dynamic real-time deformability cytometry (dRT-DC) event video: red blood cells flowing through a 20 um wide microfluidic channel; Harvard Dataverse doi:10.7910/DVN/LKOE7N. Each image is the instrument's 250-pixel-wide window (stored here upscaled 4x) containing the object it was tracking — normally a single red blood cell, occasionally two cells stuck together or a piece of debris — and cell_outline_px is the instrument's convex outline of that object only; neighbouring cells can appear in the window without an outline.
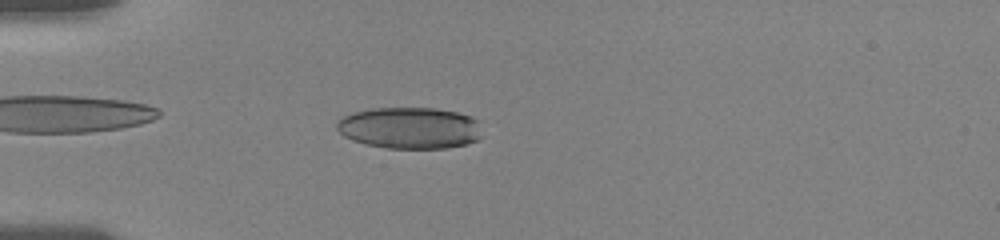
{"species": "human", "species_latin": "Homo sapiens", "temperature_condition": "room temperature", "stored_images_in_passage": 53, "camera_frame_rate_fps": 3000, "um_per_image_px": 0.085, "donor": {"sex": "female"}, "frame": {"image": 1, "passage_image": 15, "time_ms": 4.667, "image_size_px": [1000, 240], "cell_outline_px": [[480, 136], [476, 140], [468, 144], [448, 148], [388, 148], [364, 144], [352, 140], [344, 136], [336, 128], [336, 124], [344, 116], [352, 112], [372, 108], [436, 108], [456, 112], [472, 116], [480, 120]], "centroid_in_image_um": [34.85, 10.87], "position_along_channel_um": 50.2, "area_um2": 35.43}}
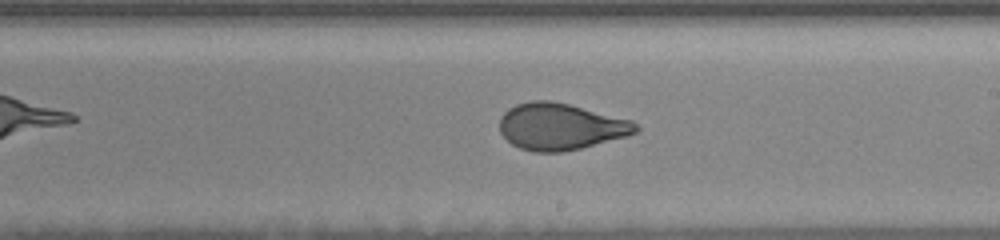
{"frame": {"image": 2, "passage_image": 31, "time_ms": 10.333, "image_size_px": [1000, 240], "cell_outline_px": [[640, 128], [636, 132], [628, 136], [564, 152], [532, 152], [520, 148], [512, 144], [500, 132], [500, 116], [508, 108], [516, 104], [532, 100], [552, 100], [632, 120]], "centroid_in_image_um": [47.63, 10.76], "position_along_channel_um": 241.4, "area_um2": 37.05}}
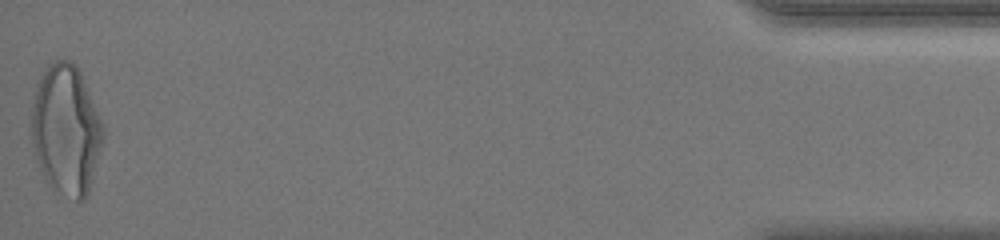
{"frame": {"image": 3, "passage_image": 52, "time_ms": 17.667, "image_size_px": [1000, 240], "cell_outline_px": [[104, 136], [88, 196], [80, 204], [60, 192], [48, 184], [40, 168], [36, 156], [32, 140], [32, 104], [36, 84], [40, 76], [48, 64], [56, 60], [72, 60], [76, 64], [80, 72], [104, 128]], "centroid_in_image_um": [5.61, 11.05], "position_along_channel_um": 429.6, "area_um2": 54.1}, "authors_computed_cell_mechanics": {"area_um2": 37.1076, "velocity_mm_per_s": 3.6876, "shape_relaxation_time_tau1_ms": 6.0497, "shape_relaxation_time_tau2_ms": 0.7753, "deformation_change_tau1": 0.1912, "deformation_change_tau2": 0.0695}}